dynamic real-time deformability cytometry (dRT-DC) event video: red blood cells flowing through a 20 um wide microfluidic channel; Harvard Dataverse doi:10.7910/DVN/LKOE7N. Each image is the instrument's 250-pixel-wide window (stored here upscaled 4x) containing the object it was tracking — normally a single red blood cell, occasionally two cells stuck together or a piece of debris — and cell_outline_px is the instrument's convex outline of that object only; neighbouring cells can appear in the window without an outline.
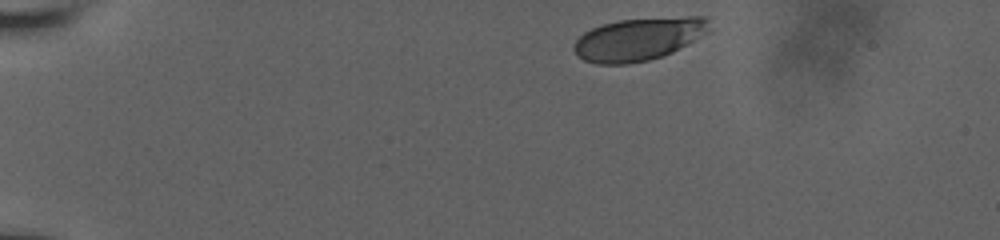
{"species": "human", "species_latin": "Homo sapiens", "temperature_condition": "room temperature", "stored_images_in_passage": 7, "camera_frame_rate_fps": 3000, "um_per_image_px": 0.085, "donor": {"sex": "male"}, "frame": {"image": 1, "passage_image": 1, "time_ms": 0.0, "image_size_px": [1000, 240], "cell_outline_px": [[712, 28], [708, 32], [672, 52], [648, 60], [628, 64], [596, 64], [584, 60], [576, 56], [572, 48], [572, 44], [584, 32], [592, 28], [604, 24], [620, 20], [688, 16], [704, 16], [708, 20]], "centroid_in_image_um": [54.26, 3.32], "position_along_channel_um": 30.7, "area_um2": 33.76}}
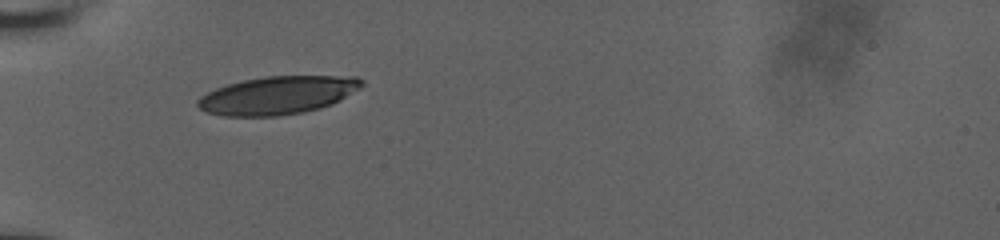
{"frame": {"image": 2, "passage_image": 6, "time_ms": 3.0, "image_size_px": [1000, 240], "cell_outline_px": [[364, 84], [360, 88], [340, 100], [332, 104], [320, 108], [304, 112], [280, 116], [220, 116], [208, 112], [200, 108], [196, 104], [196, 100], [200, 96], [216, 88], [228, 84], [244, 80], [264, 76], [356, 76], [364, 80]], "centroid_in_image_um": [23.61, 8.1], "position_along_channel_um": 61.4, "area_um2": 36.53}}